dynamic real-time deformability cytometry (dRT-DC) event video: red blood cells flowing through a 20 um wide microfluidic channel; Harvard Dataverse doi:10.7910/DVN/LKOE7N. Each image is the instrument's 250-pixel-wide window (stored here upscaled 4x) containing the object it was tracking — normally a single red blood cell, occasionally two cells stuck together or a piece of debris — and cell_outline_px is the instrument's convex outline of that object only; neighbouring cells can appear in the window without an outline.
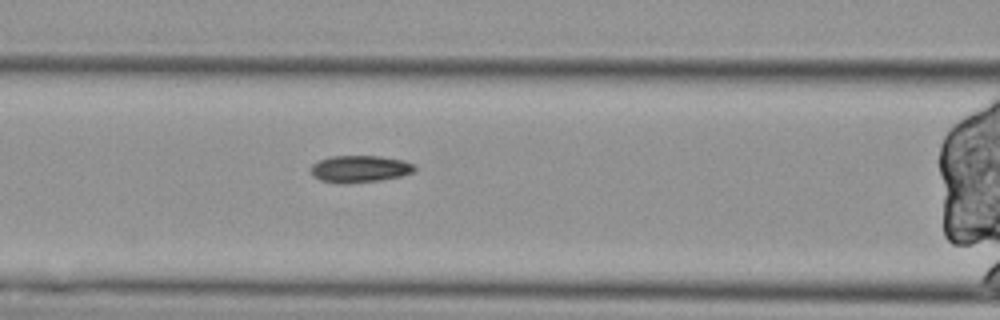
{"species": "Egyptian fruit bat (a non-hibernating species)", "species_latin": "Rousettus aegyptiacus", "temperature_condition": "cold", "stored_images_in_passage": 32, "segment_of_instrument_passage": [2, 2], "camera_frame_rate_fps": 3000, "um_per_image_px": 0.085, "animal": {"sex": "female"}, "frame": {"image": 1, "passage_image": 11, "time_ms": 3.333, "image_size_px": [1000, 320], "cell_outline_px": [[416, 172], [400, 176], [380, 180], [344, 184], [340, 184], [320, 180], [312, 176], [312, 164], [316, 160], [332, 156], [380, 156], [404, 160], [416, 164]], "centroid_in_image_um": [30.6, 14.35], "position_along_channel_um": 136.0, "area_um2": 16.59}}
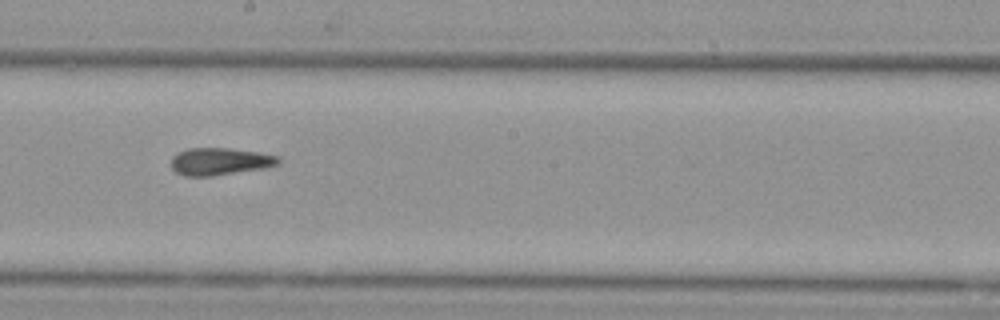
{"frame": {"image": 2, "passage_image": 19, "time_ms": 6.0, "image_size_px": [1000, 320], "cell_outline_px": [[280, 164], [264, 168], [212, 176], [184, 176], [176, 172], [172, 168], [172, 156], [188, 148], [228, 148], [260, 152], [280, 156]], "centroid_in_image_um": [18.72, 13.72], "position_along_channel_um": 229.5, "area_um2": 17.11}}
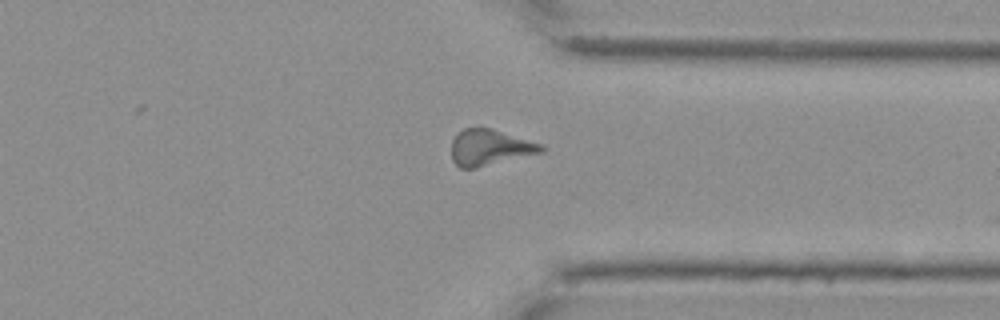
{"frame": {"image": 3, "passage_image": 31, "time_ms": 10.0, "image_size_px": [1000, 320], "cell_outline_px": [[544, 152], [476, 168], [460, 168], [452, 160], [452, 140], [464, 128], [492, 128], [544, 144]], "centroid_in_image_um": [41.67, 12.54], "position_along_channel_um": 369.7, "area_um2": 18.9}}